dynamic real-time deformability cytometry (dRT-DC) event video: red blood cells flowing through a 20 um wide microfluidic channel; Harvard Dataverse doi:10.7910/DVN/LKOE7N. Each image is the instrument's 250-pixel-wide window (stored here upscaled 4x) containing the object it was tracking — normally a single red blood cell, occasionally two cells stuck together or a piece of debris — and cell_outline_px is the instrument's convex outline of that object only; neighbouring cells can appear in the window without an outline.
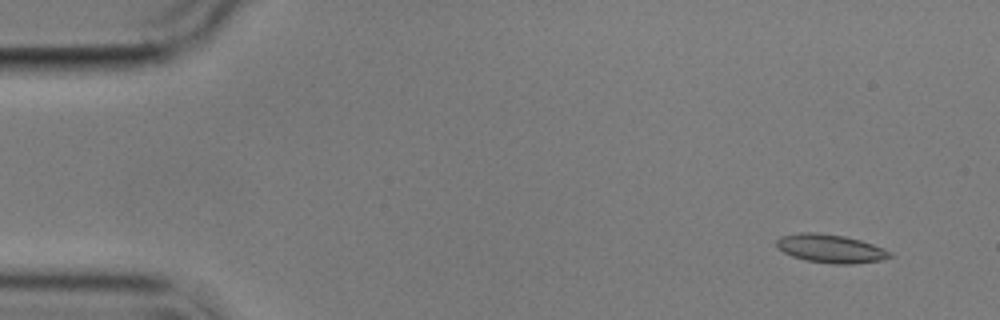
{"species": "common noctule bat (a hibernating species)", "species_latin": "Nyctalus noctula", "temperature_condition": "cold", "stored_images_in_passage": 11, "camera_frame_rate_fps": 3000, "um_per_image_px": 0.085, "animal": {"sex": "male", "body_mass_g": 17.9}, "frame": {"image": 1, "passage_image": 2, "time_ms": 1.0, "image_size_px": [1000, 320], "cell_outline_px": [[896, 256], [880, 260], [852, 264], [832, 264], [804, 260], [792, 256], [776, 248], [776, 240], [780, 236], [800, 232], [816, 232], [844, 236], [860, 240], [884, 248], [892, 252]], "centroid_in_image_um": [70.6, 21.13], "position_along_channel_um": 14.4, "area_um2": 19.02}}
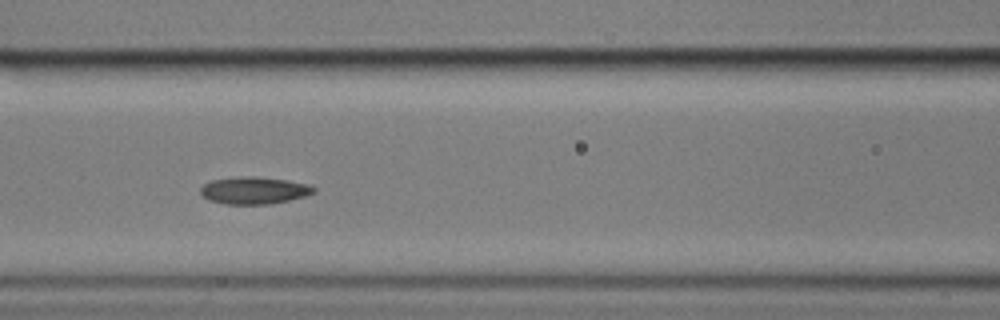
{"frame": {"image": 2, "passage_image": 7, "time_ms": 7.667, "image_size_px": [1000, 320], "cell_outline_px": [[316, 192], [304, 196], [288, 200], [268, 204], [224, 204], [208, 200], [200, 192], [200, 188], [204, 184], [212, 180], [240, 176], [256, 176], [284, 180], [308, 184], [316, 188]], "centroid_in_image_um": [21.58, 16.18], "position_along_channel_um": 145.0, "area_um2": 17.86}}
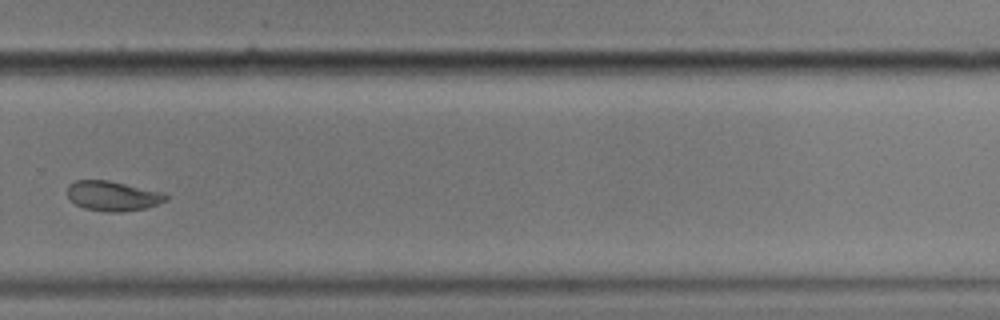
{"frame": {"image": 3, "passage_image": 11, "time_ms": 12.667, "image_size_px": [1000, 320], "cell_outline_px": [[168, 200], [144, 208], [120, 212], [108, 212], [84, 208], [76, 204], [68, 196], [68, 184], [76, 180], [108, 180], [164, 192], [168, 196]], "centroid_in_image_um": [9.59, 16.64], "position_along_channel_um": 320.2, "area_um2": 17.05}}